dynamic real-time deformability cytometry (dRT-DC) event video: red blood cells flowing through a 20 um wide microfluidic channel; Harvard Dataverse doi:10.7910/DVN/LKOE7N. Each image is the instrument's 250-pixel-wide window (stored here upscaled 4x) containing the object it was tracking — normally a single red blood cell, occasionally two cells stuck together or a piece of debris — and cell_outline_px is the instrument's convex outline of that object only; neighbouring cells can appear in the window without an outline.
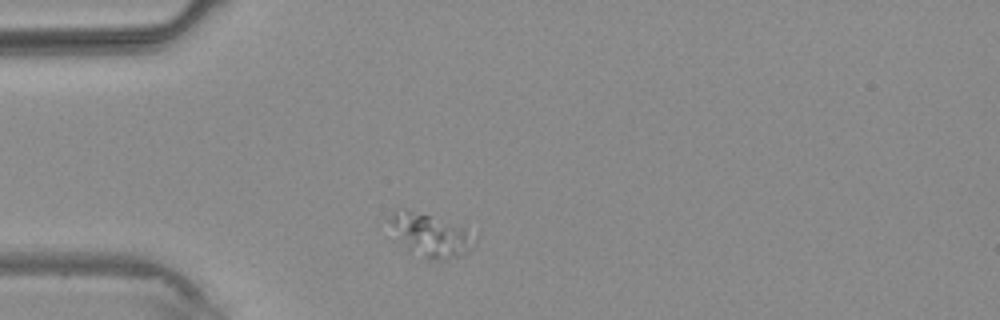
{"species": "common noctule bat (a hibernating species)", "species_latin": "Nyctalus noctula", "temperature_condition": "warm", "stored_images_in_passage": 1, "camera_frame_rate_fps": 3000, "um_per_image_px": 0.085, "animal": {"sex": "male", "body_mass_g": 20.4}, "frame": {"image": 1, "passage_image": 1, "time_ms": 0.0, "image_size_px": [1000, 320], "cell_outline_px": [[476, 244], [472, 248], [456, 256], [440, 260], [432, 260], [392, 240], [388, 220], [392, 212], [396, 208], [428, 216], [464, 228], [476, 240]], "centroid_in_image_um": [36.47, 20.0], "position_along_channel_um": 48.5, "area_um2": 20.63}}